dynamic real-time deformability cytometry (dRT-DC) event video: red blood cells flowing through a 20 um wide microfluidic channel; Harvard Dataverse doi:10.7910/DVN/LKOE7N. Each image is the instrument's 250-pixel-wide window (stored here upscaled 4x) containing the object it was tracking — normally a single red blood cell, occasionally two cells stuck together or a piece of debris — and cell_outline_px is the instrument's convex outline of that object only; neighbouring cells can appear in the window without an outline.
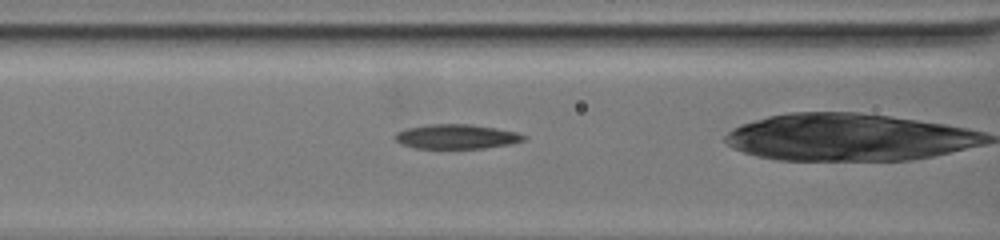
{"species": "common noctule bat (a hibernating species)", "species_latin": "Nyctalus noctula", "temperature_condition": "warm", "stored_images_in_passage": 50, "camera_frame_rate_fps": 3000, "um_per_image_px": 0.085, "animal": {"sex": "female", "body_mass_g": 19.5, "forearm_length_mm": 54.1}, "frame": {"image": 1, "passage_image": 23, "time_ms": 7.333, "image_size_px": [1000, 240], "cell_outline_px": [[528, 136], [524, 140], [512, 144], [484, 148], [412, 148], [400, 144], [392, 136], [396, 132], [404, 128], [428, 124], [472, 124], [520, 132]], "centroid_in_image_um": [38.79, 11.6], "position_along_channel_um": 127.8, "area_um2": 18.79}}
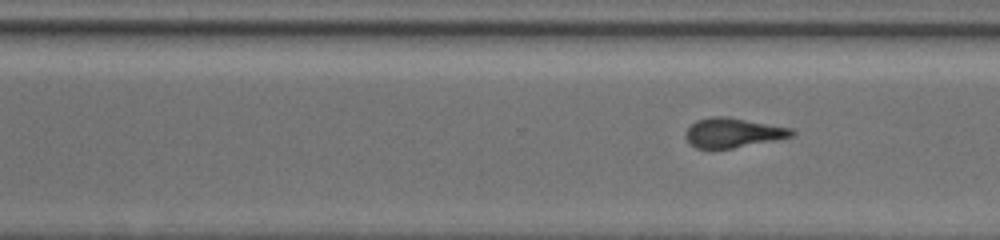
{"frame": {"image": 2, "passage_image": 41, "time_ms": 13.333, "image_size_px": [1000, 240], "cell_outline_px": [[796, 132], [792, 136], [776, 140], [732, 148], [696, 148], [688, 144], [684, 136], [684, 132], [696, 120], [712, 116], [728, 116], [792, 128]], "centroid_in_image_um": [62.27, 11.27], "position_along_channel_um": 308.3, "area_um2": 18.44}}
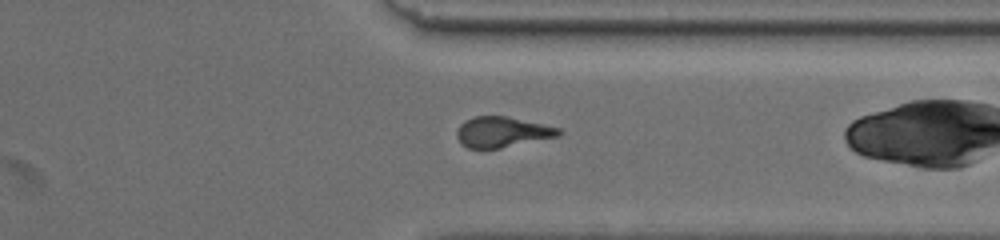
{"frame": {"image": 3, "passage_image": 47, "time_ms": 15.333, "image_size_px": [1000, 240], "cell_outline_px": [[564, 132], [560, 136], [500, 148], [468, 148], [460, 144], [456, 136], [456, 132], [460, 124], [464, 120], [472, 116], [508, 116], [560, 128]], "centroid_in_image_um": [42.68, 11.21], "position_along_channel_um": 368.7, "area_um2": 18.32}}